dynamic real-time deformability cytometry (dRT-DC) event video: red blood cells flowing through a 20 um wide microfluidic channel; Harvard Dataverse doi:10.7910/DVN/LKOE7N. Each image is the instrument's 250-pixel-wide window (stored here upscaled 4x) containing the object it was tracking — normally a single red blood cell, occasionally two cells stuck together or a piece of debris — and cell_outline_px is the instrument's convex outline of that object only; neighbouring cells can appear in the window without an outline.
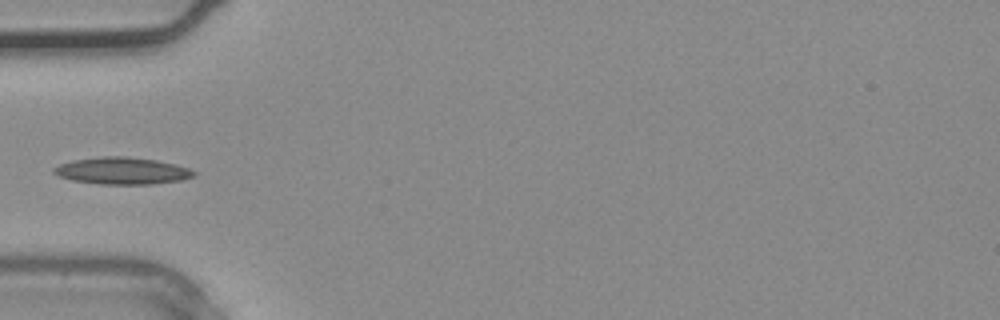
{"species": "common noctule bat (a hibernating species)", "species_latin": "Nyctalus noctula", "temperature_condition": "warm", "stored_images_in_passage": 3, "camera_frame_rate_fps": 3000, "um_per_image_px": 0.085, "animal": {"sex": "male", "body_mass_g": 20.4}, "frame": {"image": 1, "passage_image": 3, "time_ms": 0.667, "image_size_px": [1000, 320], "cell_outline_px": [[196, 176], [180, 180], [152, 184], [100, 184], [72, 180], [60, 176], [52, 172], [52, 168], [60, 164], [72, 160], [100, 156], [124, 156], [156, 160], [176, 164], [188, 168], [196, 172]], "centroid_in_image_um": [10.38, 14.51], "position_along_channel_um": 74.6, "area_um2": 22.02}}